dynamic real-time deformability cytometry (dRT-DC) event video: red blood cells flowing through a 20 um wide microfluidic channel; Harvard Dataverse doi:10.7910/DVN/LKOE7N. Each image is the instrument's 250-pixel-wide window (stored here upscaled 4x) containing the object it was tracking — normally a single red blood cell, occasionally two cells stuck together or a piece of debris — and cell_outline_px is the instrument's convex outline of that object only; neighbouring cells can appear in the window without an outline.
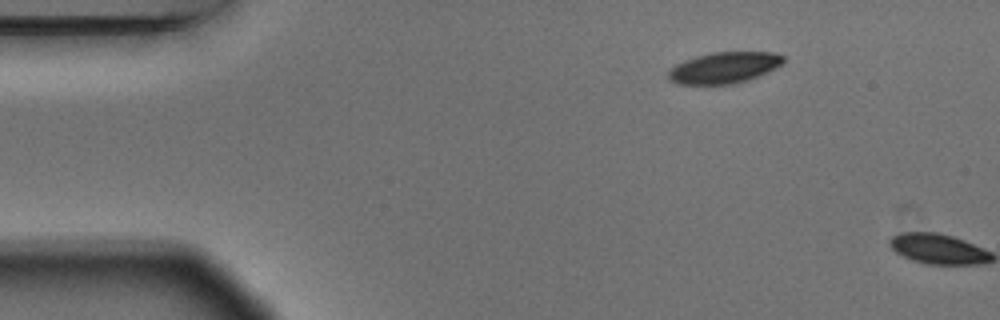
{"species": "Egyptian fruit bat (a non-hibernating species)", "species_latin": "Rousettus aegyptiacus", "temperature_condition": "warm", "stored_images_in_passage": 2, "camera_frame_rate_fps": 3000, "um_per_image_px": 0.085, "animal": {"sex": "male"}, "frame": {"image": 1, "passage_image": 1, "time_ms": 0.0, "image_size_px": [1000, 320], "cell_outline_px": [[784, 64], [760, 76], [748, 80], [732, 84], [676, 84], [668, 80], [668, 72], [676, 64], [684, 60], [696, 56], [712, 52], [772, 52], [784, 56]], "centroid_in_image_um": [61.57, 5.75], "position_along_channel_um": 23.4, "area_um2": 21.1}}